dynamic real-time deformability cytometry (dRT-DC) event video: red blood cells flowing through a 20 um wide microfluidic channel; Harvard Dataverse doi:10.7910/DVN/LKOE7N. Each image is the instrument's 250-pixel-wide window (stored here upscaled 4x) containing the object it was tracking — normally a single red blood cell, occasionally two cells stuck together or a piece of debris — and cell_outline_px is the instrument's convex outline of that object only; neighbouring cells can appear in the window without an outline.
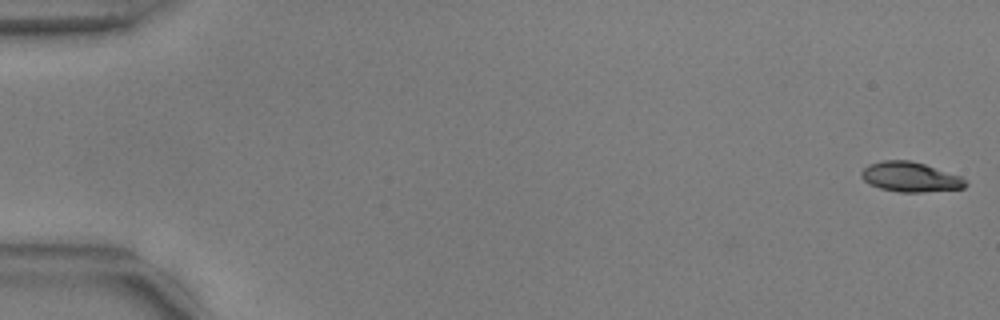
{"species": "common noctule bat (a hibernating species)", "species_latin": "Nyctalus noctula", "temperature_condition": "warm", "stored_images_in_passage": 54, "camera_frame_rate_fps": 3000, "um_per_image_px": 0.085, "animal": {"sex": "male", "body_mass_g": 17.9, "forearm_length_mm": 54.2}, "frame": {"image": 1, "passage_image": 1, "time_ms": 0.0, "image_size_px": [1000, 320], "cell_outline_px": [[968, 184], [964, 188], [924, 192], [900, 192], [880, 188], [868, 184], [860, 176], [860, 172], [868, 164], [884, 160], [908, 160], [924, 164], [960, 176]], "centroid_in_image_um": [77.34, 15.04], "position_along_channel_um": 7.7, "area_um2": 18.03}}
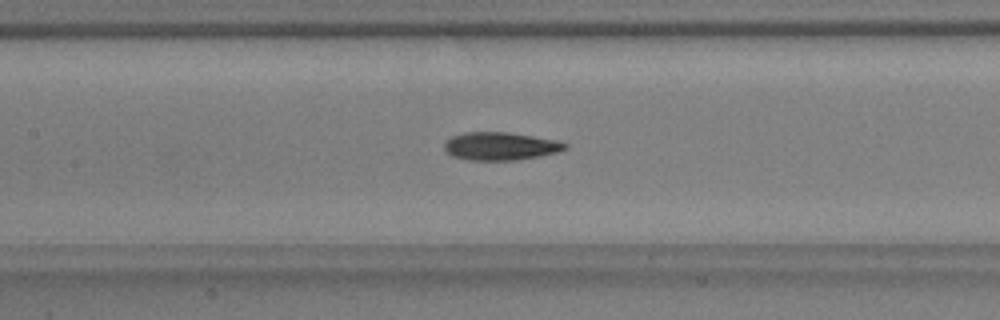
{"frame": {"image": 2, "passage_image": 26, "time_ms": 8.333, "image_size_px": [1000, 320], "cell_outline_px": [[568, 148], [556, 152], [540, 156], [516, 160], [468, 160], [452, 156], [444, 148], [444, 140], [452, 136], [464, 132], [508, 132], [556, 140], [568, 144]], "centroid_in_image_um": [42.51, 12.42], "position_along_channel_um": 164.9, "area_um2": 19.71}}
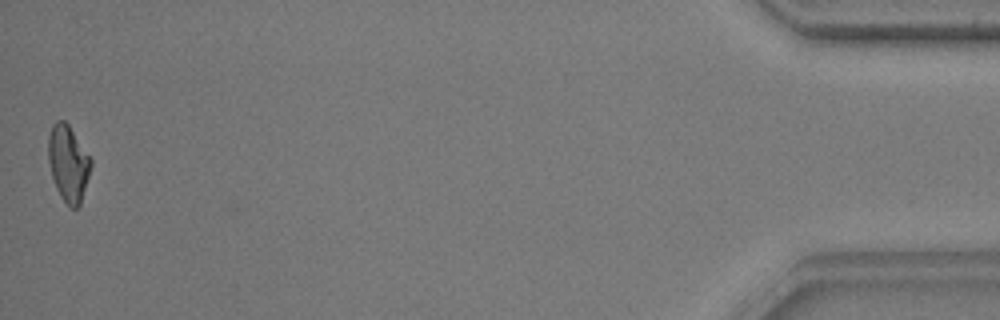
{"frame": {"image": 3, "passage_image": 54, "time_ms": 17.667, "image_size_px": [1000, 320], "cell_outline_px": [[92, 168], [80, 204], [76, 208], [68, 208], [60, 196], [56, 188], [52, 176], [48, 160], [48, 136], [52, 124], [56, 120], [64, 120], [68, 124], [92, 160]], "centroid_in_image_um": [5.8, 13.9], "position_along_channel_um": 429.4, "area_um2": 19.07}, "authors_computed_cell_mechanics": {"area_um2": 19.4208, "velocity_mm_per_s": 3.7644, "shape_relaxation_time_tau1_ms": 5.2639, "shape_relaxation_time_tau2_ms": 2.3294, "deformation_change_tau1": 0.1874, "deformation_change_tau2": 0.0965}}